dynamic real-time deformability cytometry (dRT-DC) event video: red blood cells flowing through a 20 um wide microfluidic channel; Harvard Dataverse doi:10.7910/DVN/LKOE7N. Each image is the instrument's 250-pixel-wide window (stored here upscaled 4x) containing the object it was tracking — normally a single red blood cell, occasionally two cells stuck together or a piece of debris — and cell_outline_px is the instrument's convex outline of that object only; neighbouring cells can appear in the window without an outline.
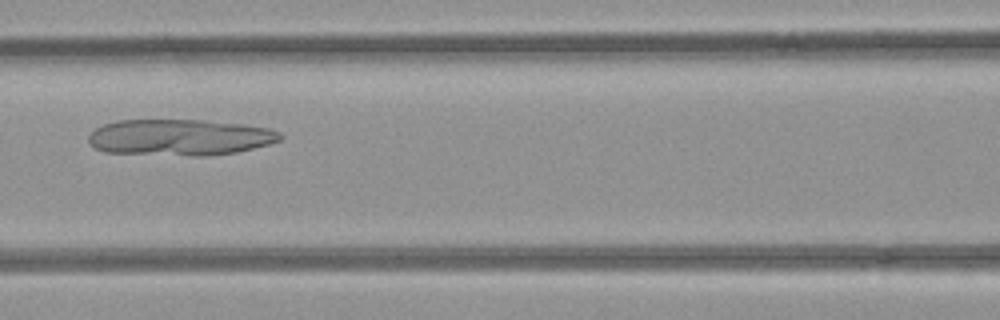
{"species": "common noctule bat (a hibernating species)", "species_latin": "Nyctalus noctula", "temperature_condition": "room temperature", "stored_images_in_passage": 3, "camera_frame_rate_fps": 3000, "um_per_image_px": 0.085, "animal": {"sex": "female", "body_mass_g": 21.9}, "frame": {"image": 1, "passage_image": 3, "time_ms": 0.667, "image_size_px": [1000, 320], "cell_outline_px": [[284, 136], [280, 140], [268, 144], [236, 152], [208, 156], [192, 156], [104, 152], [88, 144], [88, 136], [96, 128], [104, 124], [116, 120], [204, 120], [244, 124], [268, 128], [280, 132]], "centroid_in_image_um": [15.28, 11.67], "position_along_channel_um": 151.3, "area_um2": 40.69}}